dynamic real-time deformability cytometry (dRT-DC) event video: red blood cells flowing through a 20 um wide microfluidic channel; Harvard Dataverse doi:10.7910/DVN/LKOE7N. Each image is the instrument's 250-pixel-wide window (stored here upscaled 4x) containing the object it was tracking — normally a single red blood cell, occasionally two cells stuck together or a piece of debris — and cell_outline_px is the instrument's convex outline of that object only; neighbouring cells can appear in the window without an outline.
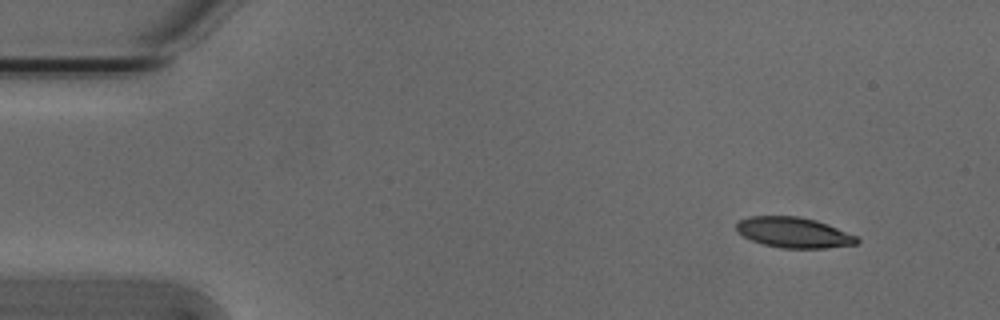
{"species": "Egyptian fruit bat (a non-hibernating species)", "species_latin": "Rousettus aegyptiacus", "temperature_condition": "cold", "stored_images_in_passage": 12, "camera_frame_rate_fps": 3000, "um_per_image_px": 0.085, "animal": {"sex": "male"}, "frame": {"image": 1, "passage_image": 1, "time_ms": 0.0, "image_size_px": [1000, 320], "cell_outline_px": [[860, 240], [856, 244], [828, 248], [780, 248], [764, 244], [752, 240], [736, 232], [736, 224], [740, 220], [748, 216], [800, 216], [816, 220], [828, 224], [856, 236]], "centroid_in_image_um": [67.46, 19.76], "position_along_channel_um": 17.5, "area_um2": 21.44}}
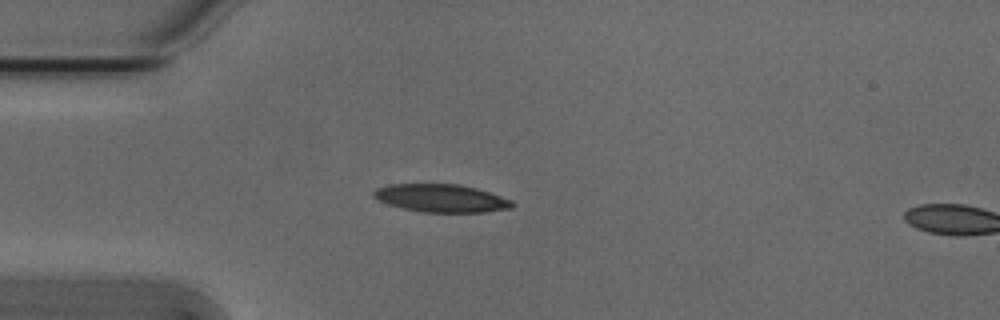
{"frame": {"image": 2, "passage_image": 10, "time_ms": 3.0, "image_size_px": [1000, 320], "cell_outline_px": [[516, 204], [512, 208], [484, 212], [420, 212], [388, 204], [372, 196], [372, 192], [376, 188], [388, 184], [460, 184], [476, 188], [512, 200]], "centroid_in_image_um": [37.5, 16.84], "position_along_channel_um": 47.5, "area_um2": 22.54}}